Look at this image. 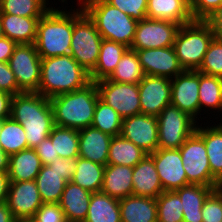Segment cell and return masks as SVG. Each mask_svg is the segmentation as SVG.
<instances>
[{
  "label": "cell",
  "mask_w": 222,
  "mask_h": 222,
  "mask_svg": "<svg viewBox=\"0 0 222 222\" xmlns=\"http://www.w3.org/2000/svg\"><path fill=\"white\" fill-rule=\"evenodd\" d=\"M10 117L25 130L28 148H35L49 137L54 124L50 99L37 92L14 95Z\"/></svg>",
  "instance_id": "cell-1"
},
{
  "label": "cell",
  "mask_w": 222,
  "mask_h": 222,
  "mask_svg": "<svg viewBox=\"0 0 222 222\" xmlns=\"http://www.w3.org/2000/svg\"><path fill=\"white\" fill-rule=\"evenodd\" d=\"M90 82V74L70 54L41 58L37 93L46 98L75 91Z\"/></svg>",
  "instance_id": "cell-2"
},
{
  "label": "cell",
  "mask_w": 222,
  "mask_h": 222,
  "mask_svg": "<svg viewBox=\"0 0 222 222\" xmlns=\"http://www.w3.org/2000/svg\"><path fill=\"white\" fill-rule=\"evenodd\" d=\"M99 99L96 82L50 98L54 124L80 130L91 126Z\"/></svg>",
  "instance_id": "cell-3"
},
{
  "label": "cell",
  "mask_w": 222,
  "mask_h": 222,
  "mask_svg": "<svg viewBox=\"0 0 222 222\" xmlns=\"http://www.w3.org/2000/svg\"><path fill=\"white\" fill-rule=\"evenodd\" d=\"M56 7V8H55ZM54 5L39 19L36 50L41 58L70 54L73 33V6L67 10ZM63 9L61 10V8Z\"/></svg>",
  "instance_id": "cell-4"
},
{
  "label": "cell",
  "mask_w": 222,
  "mask_h": 222,
  "mask_svg": "<svg viewBox=\"0 0 222 222\" xmlns=\"http://www.w3.org/2000/svg\"><path fill=\"white\" fill-rule=\"evenodd\" d=\"M77 2L93 20L103 39L131 47L137 20L112 6L106 0H77Z\"/></svg>",
  "instance_id": "cell-5"
},
{
  "label": "cell",
  "mask_w": 222,
  "mask_h": 222,
  "mask_svg": "<svg viewBox=\"0 0 222 222\" xmlns=\"http://www.w3.org/2000/svg\"><path fill=\"white\" fill-rule=\"evenodd\" d=\"M213 38L210 26L203 20H194L180 26L173 48L184 70L200 68Z\"/></svg>",
  "instance_id": "cell-6"
},
{
  "label": "cell",
  "mask_w": 222,
  "mask_h": 222,
  "mask_svg": "<svg viewBox=\"0 0 222 222\" xmlns=\"http://www.w3.org/2000/svg\"><path fill=\"white\" fill-rule=\"evenodd\" d=\"M76 5V9L73 7L70 55L90 74L96 66L103 38L82 6Z\"/></svg>",
  "instance_id": "cell-7"
},
{
  "label": "cell",
  "mask_w": 222,
  "mask_h": 222,
  "mask_svg": "<svg viewBox=\"0 0 222 222\" xmlns=\"http://www.w3.org/2000/svg\"><path fill=\"white\" fill-rule=\"evenodd\" d=\"M158 148L179 149L197 127V122L188 113L170 104L157 116Z\"/></svg>",
  "instance_id": "cell-8"
},
{
  "label": "cell",
  "mask_w": 222,
  "mask_h": 222,
  "mask_svg": "<svg viewBox=\"0 0 222 222\" xmlns=\"http://www.w3.org/2000/svg\"><path fill=\"white\" fill-rule=\"evenodd\" d=\"M189 184L217 187L220 183L211 175L204 140L194 132L179 148Z\"/></svg>",
  "instance_id": "cell-9"
},
{
  "label": "cell",
  "mask_w": 222,
  "mask_h": 222,
  "mask_svg": "<svg viewBox=\"0 0 222 222\" xmlns=\"http://www.w3.org/2000/svg\"><path fill=\"white\" fill-rule=\"evenodd\" d=\"M99 99L112 107L124 119L141 114L139 86L113 82L107 78L96 81Z\"/></svg>",
  "instance_id": "cell-10"
},
{
  "label": "cell",
  "mask_w": 222,
  "mask_h": 222,
  "mask_svg": "<svg viewBox=\"0 0 222 222\" xmlns=\"http://www.w3.org/2000/svg\"><path fill=\"white\" fill-rule=\"evenodd\" d=\"M8 64L22 92H38L41 57L34 44H17Z\"/></svg>",
  "instance_id": "cell-11"
},
{
  "label": "cell",
  "mask_w": 222,
  "mask_h": 222,
  "mask_svg": "<svg viewBox=\"0 0 222 222\" xmlns=\"http://www.w3.org/2000/svg\"><path fill=\"white\" fill-rule=\"evenodd\" d=\"M180 24L145 18L138 21L133 42L129 49L142 50L173 46Z\"/></svg>",
  "instance_id": "cell-12"
},
{
  "label": "cell",
  "mask_w": 222,
  "mask_h": 222,
  "mask_svg": "<svg viewBox=\"0 0 222 222\" xmlns=\"http://www.w3.org/2000/svg\"><path fill=\"white\" fill-rule=\"evenodd\" d=\"M171 104L188 113L197 122L200 116L199 105V72L184 70L171 79Z\"/></svg>",
  "instance_id": "cell-13"
},
{
  "label": "cell",
  "mask_w": 222,
  "mask_h": 222,
  "mask_svg": "<svg viewBox=\"0 0 222 222\" xmlns=\"http://www.w3.org/2000/svg\"><path fill=\"white\" fill-rule=\"evenodd\" d=\"M121 135L147 154L155 152L158 149L157 116L138 114L122 119Z\"/></svg>",
  "instance_id": "cell-14"
},
{
  "label": "cell",
  "mask_w": 222,
  "mask_h": 222,
  "mask_svg": "<svg viewBox=\"0 0 222 222\" xmlns=\"http://www.w3.org/2000/svg\"><path fill=\"white\" fill-rule=\"evenodd\" d=\"M149 155L153 158L164 191H175L189 185L179 149L158 148Z\"/></svg>",
  "instance_id": "cell-15"
},
{
  "label": "cell",
  "mask_w": 222,
  "mask_h": 222,
  "mask_svg": "<svg viewBox=\"0 0 222 222\" xmlns=\"http://www.w3.org/2000/svg\"><path fill=\"white\" fill-rule=\"evenodd\" d=\"M138 86L141 114L158 116L171 104V79L145 75Z\"/></svg>",
  "instance_id": "cell-16"
},
{
  "label": "cell",
  "mask_w": 222,
  "mask_h": 222,
  "mask_svg": "<svg viewBox=\"0 0 222 222\" xmlns=\"http://www.w3.org/2000/svg\"><path fill=\"white\" fill-rule=\"evenodd\" d=\"M6 203L17 222L33 218L43 204L36 181L10 182Z\"/></svg>",
  "instance_id": "cell-17"
},
{
  "label": "cell",
  "mask_w": 222,
  "mask_h": 222,
  "mask_svg": "<svg viewBox=\"0 0 222 222\" xmlns=\"http://www.w3.org/2000/svg\"><path fill=\"white\" fill-rule=\"evenodd\" d=\"M145 75L173 79L184 71L173 46L134 50Z\"/></svg>",
  "instance_id": "cell-18"
},
{
  "label": "cell",
  "mask_w": 222,
  "mask_h": 222,
  "mask_svg": "<svg viewBox=\"0 0 222 222\" xmlns=\"http://www.w3.org/2000/svg\"><path fill=\"white\" fill-rule=\"evenodd\" d=\"M79 156L106 166L108 151L112 140L111 135L104 133L93 126L78 130Z\"/></svg>",
  "instance_id": "cell-19"
},
{
  "label": "cell",
  "mask_w": 222,
  "mask_h": 222,
  "mask_svg": "<svg viewBox=\"0 0 222 222\" xmlns=\"http://www.w3.org/2000/svg\"><path fill=\"white\" fill-rule=\"evenodd\" d=\"M132 195L156 199L164 192L153 158L147 154L133 167Z\"/></svg>",
  "instance_id": "cell-20"
},
{
  "label": "cell",
  "mask_w": 222,
  "mask_h": 222,
  "mask_svg": "<svg viewBox=\"0 0 222 222\" xmlns=\"http://www.w3.org/2000/svg\"><path fill=\"white\" fill-rule=\"evenodd\" d=\"M203 121L207 122L197 124L195 132L204 140L211 175L222 184V122H214L215 125L210 126V121ZM202 124L205 126L202 127Z\"/></svg>",
  "instance_id": "cell-21"
},
{
  "label": "cell",
  "mask_w": 222,
  "mask_h": 222,
  "mask_svg": "<svg viewBox=\"0 0 222 222\" xmlns=\"http://www.w3.org/2000/svg\"><path fill=\"white\" fill-rule=\"evenodd\" d=\"M92 193L69 181L61 195L59 205L69 222H84Z\"/></svg>",
  "instance_id": "cell-22"
},
{
  "label": "cell",
  "mask_w": 222,
  "mask_h": 222,
  "mask_svg": "<svg viewBox=\"0 0 222 222\" xmlns=\"http://www.w3.org/2000/svg\"><path fill=\"white\" fill-rule=\"evenodd\" d=\"M146 18L166 20L180 25L194 21L189 0H147Z\"/></svg>",
  "instance_id": "cell-23"
},
{
  "label": "cell",
  "mask_w": 222,
  "mask_h": 222,
  "mask_svg": "<svg viewBox=\"0 0 222 222\" xmlns=\"http://www.w3.org/2000/svg\"><path fill=\"white\" fill-rule=\"evenodd\" d=\"M40 18L0 13L3 35L17 44H34Z\"/></svg>",
  "instance_id": "cell-24"
},
{
  "label": "cell",
  "mask_w": 222,
  "mask_h": 222,
  "mask_svg": "<svg viewBox=\"0 0 222 222\" xmlns=\"http://www.w3.org/2000/svg\"><path fill=\"white\" fill-rule=\"evenodd\" d=\"M133 167L107 164L105 166L101 192L118 200L132 195Z\"/></svg>",
  "instance_id": "cell-25"
},
{
  "label": "cell",
  "mask_w": 222,
  "mask_h": 222,
  "mask_svg": "<svg viewBox=\"0 0 222 222\" xmlns=\"http://www.w3.org/2000/svg\"><path fill=\"white\" fill-rule=\"evenodd\" d=\"M121 222H158L156 199L130 195L119 200Z\"/></svg>",
  "instance_id": "cell-26"
},
{
  "label": "cell",
  "mask_w": 222,
  "mask_h": 222,
  "mask_svg": "<svg viewBox=\"0 0 222 222\" xmlns=\"http://www.w3.org/2000/svg\"><path fill=\"white\" fill-rule=\"evenodd\" d=\"M42 167L35 149L28 148L9 156L10 182L33 181Z\"/></svg>",
  "instance_id": "cell-27"
},
{
  "label": "cell",
  "mask_w": 222,
  "mask_h": 222,
  "mask_svg": "<svg viewBox=\"0 0 222 222\" xmlns=\"http://www.w3.org/2000/svg\"><path fill=\"white\" fill-rule=\"evenodd\" d=\"M215 188L199 184H189L175 190L182 202L183 220L185 222H202L201 211L203 203Z\"/></svg>",
  "instance_id": "cell-28"
},
{
  "label": "cell",
  "mask_w": 222,
  "mask_h": 222,
  "mask_svg": "<svg viewBox=\"0 0 222 222\" xmlns=\"http://www.w3.org/2000/svg\"><path fill=\"white\" fill-rule=\"evenodd\" d=\"M128 49L124 44L103 39L96 66L90 73L91 81L108 78Z\"/></svg>",
  "instance_id": "cell-29"
},
{
  "label": "cell",
  "mask_w": 222,
  "mask_h": 222,
  "mask_svg": "<svg viewBox=\"0 0 222 222\" xmlns=\"http://www.w3.org/2000/svg\"><path fill=\"white\" fill-rule=\"evenodd\" d=\"M84 222H121L119 200L101 191L92 193Z\"/></svg>",
  "instance_id": "cell-30"
},
{
  "label": "cell",
  "mask_w": 222,
  "mask_h": 222,
  "mask_svg": "<svg viewBox=\"0 0 222 222\" xmlns=\"http://www.w3.org/2000/svg\"><path fill=\"white\" fill-rule=\"evenodd\" d=\"M199 105H200L199 118H201L202 111H204L203 113L210 111L212 116L215 115L216 113L215 111H217L218 114L222 111L221 77L205 75L199 72Z\"/></svg>",
  "instance_id": "cell-31"
},
{
  "label": "cell",
  "mask_w": 222,
  "mask_h": 222,
  "mask_svg": "<svg viewBox=\"0 0 222 222\" xmlns=\"http://www.w3.org/2000/svg\"><path fill=\"white\" fill-rule=\"evenodd\" d=\"M146 155V152L120 134L112 137L107 164L134 167Z\"/></svg>",
  "instance_id": "cell-32"
},
{
  "label": "cell",
  "mask_w": 222,
  "mask_h": 222,
  "mask_svg": "<svg viewBox=\"0 0 222 222\" xmlns=\"http://www.w3.org/2000/svg\"><path fill=\"white\" fill-rule=\"evenodd\" d=\"M35 181L43 203H59L67 181L57 170L42 165Z\"/></svg>",
  "instance_id": "cell-33"
},
{
  "label": "cell",
  "mask_w": 222,
  "mask_h": 222,
  "mask_svg": "<svg viewBox=\"0 0 222 222\" xmlns=\"http://www.w3.org/2000/svg\"><path fill=\"white\" fill-rule=\"evenodd\" d=\"M105 166L82 157H77L76 172L72 182L90 191L100 192L103 184Z\"/></svg>",
  "instance_id": "cell-34"
},
{
  "label": "cell",
  "mask_w": 222,
  "mask_h": 222,
  "mask_svg": "<svg viewBox=\"0 0 222 222\" xmlns=\"http://www.w3.org/2000/svg\"><path fill=\"white\" fill-rule=\"evenodd\" d=\"M0 147L8 156L28 149L25 130L11 117L4 119L1 123Z\"/></svg>",
  "instance_id": "cell-35"
},
{
  "label": "cell",
  "mask_w": 222,
  "mask_h": 222,
  "mask_svg": "<svg viewBox=\"0 0 222 222\" xmlns=\"http://www.w3.org/2000/svg\"><path fill=\"white\" fill-rule=\"evenodd\" d=\"M144 76L136 51L128 49L107 79L113 82L138 84Z\"/></svg>",
  "instance_id": "cell-36"
},
{
  "label": "cell",
  "mask_w": 222,
  "mask_h": 222,
  "mask_svg": "<svg viewBox=\"0 0 222 222\" xmlns=\"http://www.w3.org/2000/svg\"><path fill=\"white\" fill-rule=\"evenodd\" d=\"M49 137L54 145L55 156L61 158L79 157L78 130L55 125Z\"/></svg>",
  "instance_id": "cell-37"
},
{
  "label": "cell",
  "mask_w": 222,
  "mask_h": 222,
  "mask_svg": "<svg viewBox=\"0 0 222 222\" xmlns=\"http://www.w3.org/2000/svg\"><path fill=\"white\" fill-rule=\"evenodd\" d=\"M49 4V0H0V13L42 17L54 5Z\"/></svg>",
  "instance_id": "cell-38"
},
{
  "label": "cell",
  "mask_w": 222,
  "mask_h": 222,
  "mask_svg": "<svg viewBox=\"0 0 222 222\" xmlns=\"http://www.w3.org/2000/svg\"><path fill=\"white\" fill-rule=\"evenodd\" d=\"M91 126L111 136H117L121 134L122 118L112 107L98 99Z\"/></svg>",
  "instance_id": "cell-39"
},
{
  "label": "cell",
  "mask_w": 222,
  "mask_h": 222,
  "mask_svg": "<svg viewBox=\"0 0 222 222\" xmlns=\"http://www.w3.org/2000/svg\"><path fill=\"white\" fill-rule=\"evenodd\" d=\"M158 222L183 221V207L175 191H164L156 198Z\"/></svg>",
  "instance_id": "cell-40"
},
{
  "label": "cell",
  "mask_w": 222,
  "mask_h": 222,
  "mask_svg": "<svg viewBox=\"0 0 222 222\" xmlns=\"http://www.w3.org/2000/svg\"><path fill=\"white\" fill-rule=\"evenodd\" d=\"M198 72L222 78V41L213 38Z\"/></svg>",
  "instance_id": "cell-41"
},
{
  "label": "cell",
  "mask_w": 222,
  "mask_h": 222,
  "mask_svg": "<svg viewBox=\"0 0 222 222\" xmlns=\"http://www.w3.org/2000/svg\"><path fill=\"white\" fill-rule=\"evenodd\" d=\"M201 213L202 222H222V184L207 196Z\"/></svg>",
  "instance_id": "cell-42"
},
{
  "label": "cell",
  "mask_w": 222,
  "mask_h": 222,
  "mask_svg": "<svg viewBox=\"0 0 222 222\" xmlns=\"http://www.w3.org/2000/svg\"><path fill=\"white\" fill-rule=\"evenodd\" d=\"M131 18L141 21L146 18L147 0H106Z\"/></svg>",
  "instance_id": "cell-43"
},
{
  "label": "cell",
  "mask_w": 222,
  "mask_h": 222,
  "mask_svg": "<svg viewBox=\"0 0 222 222\" xmlns=\"http://www.w3.org/2000/svg\"><path fill=\"white\" fill-rule=\"evenodd\" d=\"M189 8L194 20L204 21L222 8V0H189Z\"/></svg>",
  "instance_id": "cell-44"
},
{
  "label": "cell",
  "mask_w": 222,
  "mask_h": 222,
  "mask_svg": "<svg viewBox=\"0 0 222 222\" xmlns=\"http://www.w3.org/2000/svg\"><path fill=\"white\" fill-rule=\"evenodd\" d=\"M36 222H65L64 212L58 203H43L32 218Z\"/></svg>",
  "instance_id": "cell-45"
},
{
  "label": "cell",
  "mask_w": 222,
  "mask_h": 222,
  "mask_svg": "<svg viewBox=\"0 0 222 222\" xmlns=\"http://www.w3.org/2000/svg\"><path fill=\"white\" fill-rule=\"evenodd\" d=\"M0 90L17 95L23 93L17 85L14 73L11 71L8 62H0Z\"/></svg>",
  "instance_id": "cell-46"
},
{
  "label": "cell",
  "mask_w": 222,
  "mask_h": 222,
  "mask_svg": "<svg viewBox=\"0 0 222 222\" xmlns=\"http://www.w3.org/2000/svg\"><path fill=\"white\" fill-rule=\"evenodd\" d=\"M50 168L57 170L63 179L67 182L72 180L74 173L76 172L77 158H57L51 164Z\"/></svg>",
  "instance_id": "cell-47"
},
{
  "label": "cell",
  "mask_w": 222,
  "mask_h": 222,
  "mask_svg": "<svg viewBox=\"0 0 222 222\" xmlns=\"http://www.w3.org/2000/svg\"><path fill=\"white\" fill-rule=\"evenodd\" d=\"M34 149L39 156L42 165H49L55 159L59 158V156H55L54 145L52 144L50 137L42 140Z\"/></svg>",
  "instance_id": "cell-48"
},
{
  "label": "cell",
  "mask_w": 222,
  "mask_h": 222,
  "mask_svg": "<svg viewBox=\"0 0 222 222\" xmlns=\"http://www.w3.org/2000/svg\"><path fill=\"white\" fill-rule=\"evenodd\" d=\"M211 28L215 39L222 41V8L204 20Z\"/></svg>",
  "instance_id": "cell-49"
},
{
  "label": "cell",
  "mask_w": 222,
  "mask_h": 222,
  "mask_svg": "<svg viewBox=\"0 0 222 222\" xmlns=\"http://www.w3.org/2000/svg\"><path fill=\"white\" fill-rule=\"evenodd\" d=\"M17 43L8 37L0 38V62H8Z\"/></svg>",
  "instance_id": "cell-50"
},
{
  "label": "cell",
  "mask_w": 222,
  "mask_h": 222,
  "mask_svg": "<svg viewBox=\"0 0 222 222\" xmlns=\"http://www.w3.org/2000/svg\"><path fill=\"white\" fill-rule=\"evenodd\" d=\"M12 98L10 93L0 90V121L10 117Z\"/></svg>",
  "instance_id": "cell-51"
},
{
  "label": "cell",
  "mask_w": 222,
  "mask_h": 222,
  "mask_svg": "<svg viewBox=\"0 0 222 222\" xmlns=\"http://www.w3.org/2000/svg\"><path fill=\"white\" fill-rule=\"evenodd\" d=\"M10 179L8 172H0V203L6 202L9 191Z\"/></svg>",
  "instance_id": "cell-52"
},
{
  "label": "cell",
  "mask_w": 222,
  "mask_h": 222,
  "mask_svg": "<svg viewBox=\"0 0 222 222\" xmlns=\"http://www.w3.org/2000/svg\"><path fill=\"white\" fill-rule=\"evenodd\" d=\"M0 222H17L6 202L0 203Z\"/></svg>",
  "instance_id": "cell-53"
},
{
  "label": "cell",
  "mask_w": 222,
  "mask_h": 222,
  "mask_svg": "<svg viewBox=\"0 0 222 222\" xmlns=\"http://www.w3.org/2000/svg\"><path fill=\"white\" fill-rule=\"evenodd\" d=\"M9 156L0 147V172H8Z\"/></svg>",
  "instance_id": "cell-54"
},
{
  "label": "cell",
  "mask_w": 222,
  "mask_h": 222,
  "mask_svg": "<svg viewBox=\"0 0 222 222\" xmlns=\"http://www.w3.org/2000/svg\"><path fill=\"white\" fill-rule=\"evenodd\" d=\"M18 222H36V221H34L32 218H30V219H23Z\"/></svg>",
  "instance_id": "cell-55"
},
{
  "label": "cell",
  "mask_w": 222,
  "mask_h": 222,
  "mask_svg": "<svg viewBox=\"0 0 222 222\" xmlns=\"http://www.w3.org/2000/svg\"><path fill=\"white\" fill-rule=\"evenodd\" d=\"M3 32H2V27H1V23H0V38L3 37Z\"/></svg>",
  "instance_id": "cell-56"
}]
</instances>
